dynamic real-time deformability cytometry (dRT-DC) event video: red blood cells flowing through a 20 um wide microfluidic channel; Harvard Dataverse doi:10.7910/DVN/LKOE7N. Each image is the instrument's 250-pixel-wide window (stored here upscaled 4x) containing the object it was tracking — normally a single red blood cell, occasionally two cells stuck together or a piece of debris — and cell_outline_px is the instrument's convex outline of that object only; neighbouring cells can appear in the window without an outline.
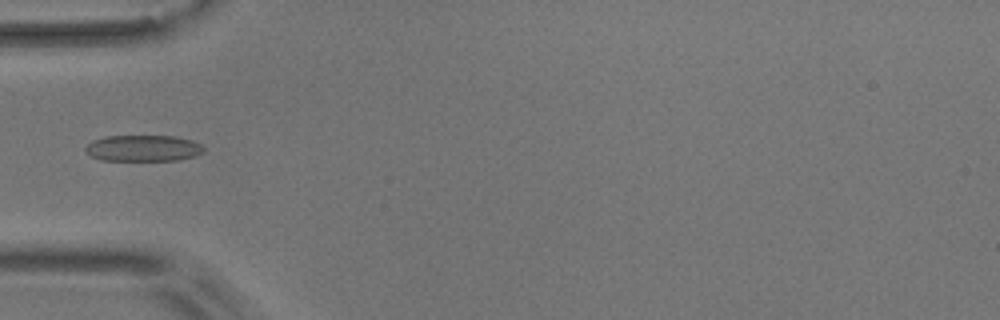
{"species": "common noctule bat (a hibernating species)", "species_latin": "Nyctalus noctula", "temperature_condition": "room temperature", "stored_images_in_passage": 3, "camera_frame_rate_fps": 3000, "um_per_image_px": 0.085, "animal": {"sex": "male", "body_mass_g": 17.9}, "frame": {"image": 1, "passage_image": 3, "time_ms": 2.333, "image_size_px": [1000, 320], "cell_outline_px": [[204, 152], [196, 156], [180, 160], [100, 160], [84, 152], [84, 148], [92, 140], [104, 136], [176, 136], [192, 140], [200, 144], [204, 148]], "centroid_in_image_um": [12.17, 12.59], "position_along_channel_um": 72.8, "area_um2": 18.26}}